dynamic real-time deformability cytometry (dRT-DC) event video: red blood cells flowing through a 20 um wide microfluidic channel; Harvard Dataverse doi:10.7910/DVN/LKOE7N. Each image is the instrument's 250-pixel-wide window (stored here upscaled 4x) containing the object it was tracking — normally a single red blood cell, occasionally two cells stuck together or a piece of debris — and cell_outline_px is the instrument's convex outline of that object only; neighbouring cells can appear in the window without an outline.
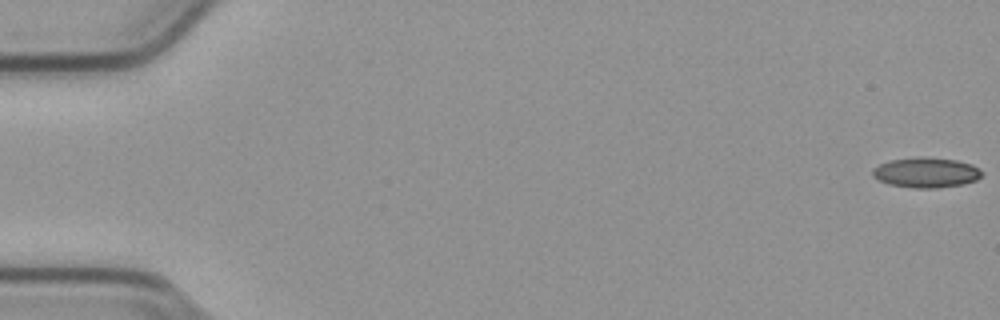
{"species": "common noctule bat (a hibernating species)", "species_latin": "Nyctalus noctula", "temperature_condition": "cold", "stored_images_in_passage": 55, "camera_frame_rate_fps": 3000, "um_per_image_px": 0.085, "animal": {"sex": "male", "body_mass_g": 23.1, "forearm_length_mm": 52.7}, "frame": {"image": 1, "passage_image": 1, "time_ms": 0.0, "image_size_px": [1000, 320], "cell_outline_px": [[980, 176], [976, 180], [960, 184], [936, 188], [916, 188], [888, 184], [872, 176], [872, 168], [888, 160], [920, 156], [956, 160], [972, 164], [980, 172]], "centroid_in_image_um": [78.65, 14.65], "position_along_channel_um": 6.3, "area_um2": 19.02}}
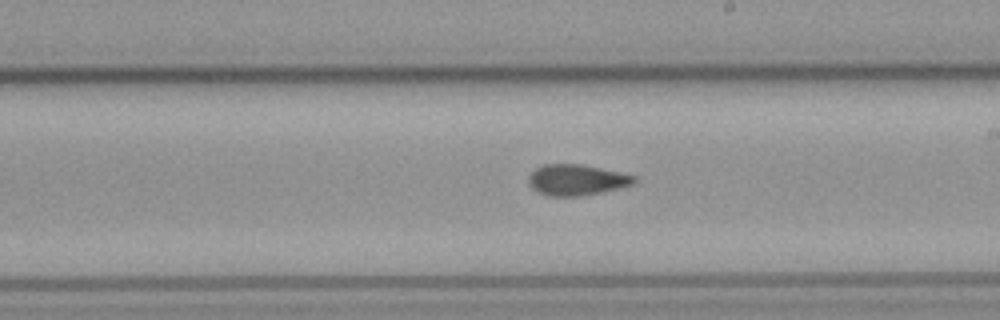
{"frame": {"image": 2, "passage_image": 32, "time_ms": 10.333, "image_size_px": [1000, 320], "cell_outline_px": [[636, 180], [632, 184], [600, 192], [580, 196], [548, 196], [536, 192], [528, 184], [528, 176], [536, 168], [544, 164], [580, 164], [600, 168], [636, 176]], "centroid_in_image_um": [48.94, 15.29], "position_along_channel_um": 240.1, "area_um2": 18.84}}
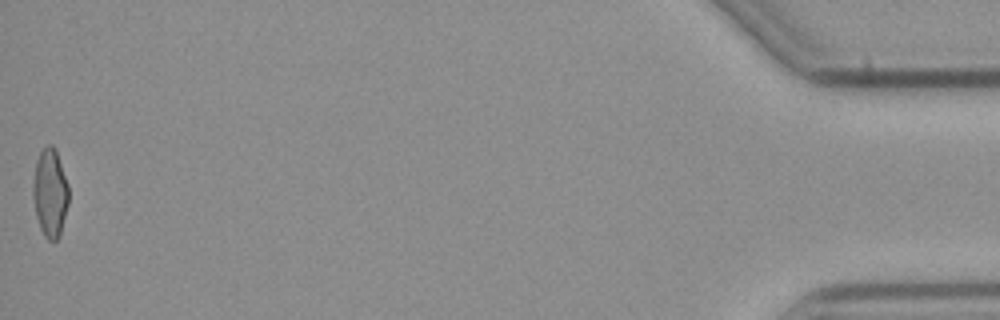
{"frame": {"image": 3, "passage_image": 55, "time_ms": 18.0, "image_size_px": [1000, 320], "cell_outline_px": [[68, 204], [60, 232], [56, 240], [48, 240], [44, 236], [40, 228], [36, 216], [32, 196], [32, 184], [36, 160], [40, 152], [48, 144], [52, 144], [56, 148], [68, 184]], "centroid_in_image_um": [4.24, 16.35], "position_along_channel_um": 431.0, "area_um2": 18.44}, "authors_computed_cell_mechanics": {"area_um2": 19.074, "velocity_mm_per_s": 3.8163, "shape_relaxation_time_tau1_ms": null, "shape_relaxation_time_tau2_ms": 2.2467, "deformation_change_tau1": null, "deformation_change_tau2": 0.0721}}